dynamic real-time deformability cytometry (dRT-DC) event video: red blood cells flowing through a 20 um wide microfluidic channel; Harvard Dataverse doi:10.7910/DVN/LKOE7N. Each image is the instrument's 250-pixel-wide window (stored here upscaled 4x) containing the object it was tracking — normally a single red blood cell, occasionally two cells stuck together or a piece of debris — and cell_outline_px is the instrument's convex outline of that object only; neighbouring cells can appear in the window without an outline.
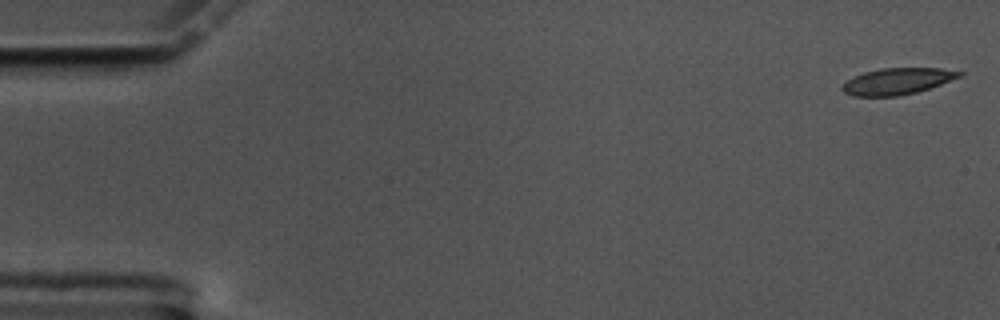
{"species": "common noctule bat (a hibernating species)", "species_latin": "Nyctalus noctula", "temperature_condition": "cold", "stored_images_in_passage": 6, "camera_frame_rate_fps": 3000, "um_per_image_px": 0.085, "animal": {"sex": "male", "body_mass_g": 17.5, "forearm_length_mm": 52.3}, "frame": {"image": 1, "passage_image": 1, "time_ms": 0.0, "image_size_px": [1000, 320], "cell_outline_px": [[964, 76], [916, 92], [900, 96], [852, 96], [844, 92], [840, 88], [848, 80], [864, 72], [880, 68], [940, 68], [964, 72]], "centroid_in_image_um": [76.3, 6.9], "position_along_channel_um": 8.7, "area_um2": 17.98}}